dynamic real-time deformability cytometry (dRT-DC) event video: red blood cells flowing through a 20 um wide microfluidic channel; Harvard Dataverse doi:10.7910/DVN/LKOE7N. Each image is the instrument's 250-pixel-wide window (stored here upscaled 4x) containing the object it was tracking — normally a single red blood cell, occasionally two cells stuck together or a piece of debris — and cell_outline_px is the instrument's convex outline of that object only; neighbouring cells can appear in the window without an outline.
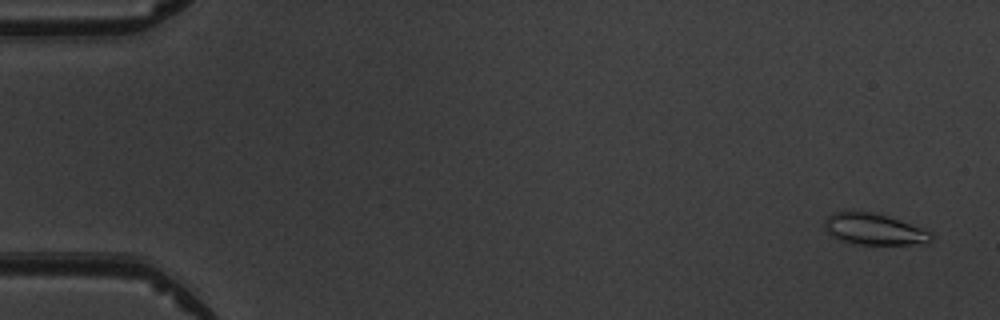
{"species": "common noctule bat (a hibernating species)", "species_latin": "Nyctalus noctula", "temperature_condition": "warm", "stored_images_in_passage": 3, "camera_frame_rate_fps": 3000, "um_per_image_px": 0.085, "animal": {"sex": "male", "body_mass_g": 19.5, "forearm_length_mm": 54.6}, "frame": {"image": 1, "passage_image": 3, "time_ms": 3.333, "image_size_px": [1000, 320], "cell_outline_px": [[932, 240], [912, 244], [860, 244], [840, 240], [832, 236], [824, 228], [824, 220], [832, 212], [848, 208], [876, 212], [888, 216], [932, 232]], "centroid_in_image_um": [74.19, 19.42], "position_along_channel_um": 10.8, "area_um2": 19.77}}